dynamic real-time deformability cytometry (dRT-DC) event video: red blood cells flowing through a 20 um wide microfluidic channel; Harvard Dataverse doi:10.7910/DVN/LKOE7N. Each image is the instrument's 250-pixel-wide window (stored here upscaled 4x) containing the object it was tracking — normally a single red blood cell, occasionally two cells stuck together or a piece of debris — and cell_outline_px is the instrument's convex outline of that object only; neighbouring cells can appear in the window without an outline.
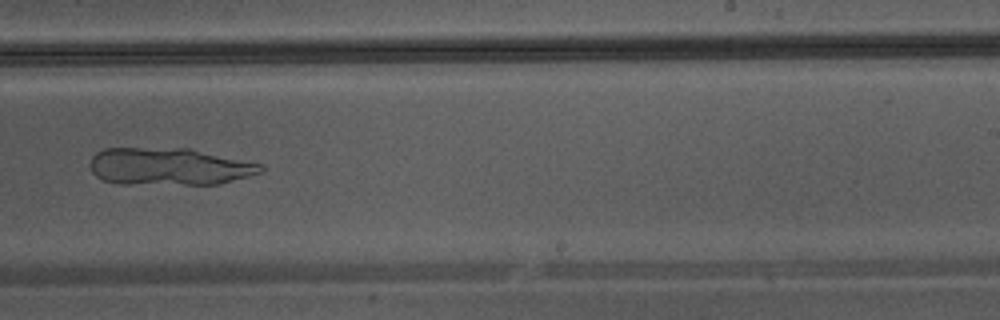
{"species": "Egyptian fruit bat (a non-hibernating species)", "species_latin": "Rousettus aegyptiacus", "temperature_condition": "warm", "stored_images_in_passage": 38, "camera_frame_rate_fps": 3000, "um_per_image_px": 0.085, "animal": {"sex": "male"}, "frame": {"image": 1, "passage_image": 22, "time_ms": 7.0, "image_size_px": [1000, 320], "cell_outline_px": [[264, 168], [260, 172], [248, 176], [220, 184], [124, 184], [104, 180], [96, 176], [92, 172], [88, 164], [92, 156], [96, 152], [104, 148], [192, 148], [264, 164]], "centroid_in_image_um": [14.38, 14.14], "position_along_channel_um": 274.6, "area_um2": 37.51}}